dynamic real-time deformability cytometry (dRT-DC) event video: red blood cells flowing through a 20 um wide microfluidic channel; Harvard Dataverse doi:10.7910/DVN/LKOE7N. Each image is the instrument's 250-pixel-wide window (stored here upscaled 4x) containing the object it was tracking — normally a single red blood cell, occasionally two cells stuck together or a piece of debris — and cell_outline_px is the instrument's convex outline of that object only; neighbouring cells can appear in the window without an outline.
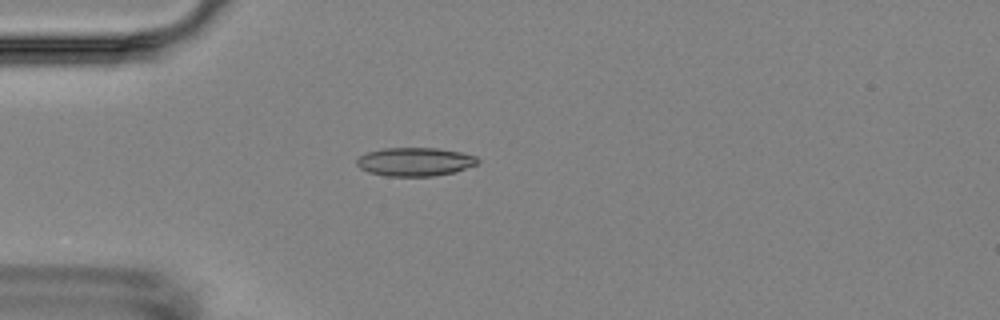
{"species": "Egyptian fruit bat (a non-hibernating species)", "species_latin": "Rousettus aegyptiacus", "temperature_condition": "room temperature", "stored_images_in_passage": 14, "camera_frame_rate_fps": 3000, "um_per_image_px": 0.085, "animal": {"sex": "female"}, "frame": {"image": 1, "passage_image": 2, "time_ms": 1.333, "image_size_px": [1000, 320], "cell_outline_px": [[480, 164], [456, 172], [432, 176], [388, 176], [368, 172], [360, 168], [356, 164], [356, 160], [360, 156], [368, 152], [384, 148], [436, 148], [460, 152], [476, 156], [480, 160]], "centroid_in_image_um": [35.31, 13.75], "position_along_channel_um": 49.7, "area_um2": 20.23}}
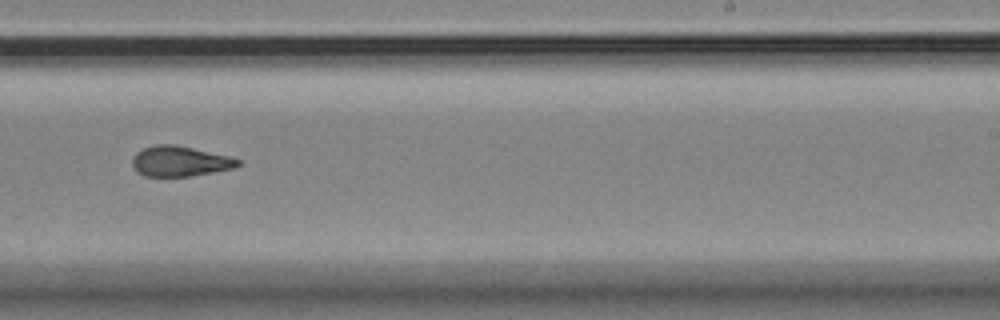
{"frame": {"image": 2, "passage_image": 8, "time_ms": 8.0, "image_size_px": [1000, 320], "cell_outline_px": [[240, 164], [236, 168], [188, 176], [144, 176], [136, 172], [132, 164], [132, 156], [136, 152], [144, 148], [156, 144], [176, 144], [232, 156], [240, 160]], "centroid_in_image_um": [15.3, 13.69], "position_along_channel_um": 273.7, "area_um2": 18.9}}
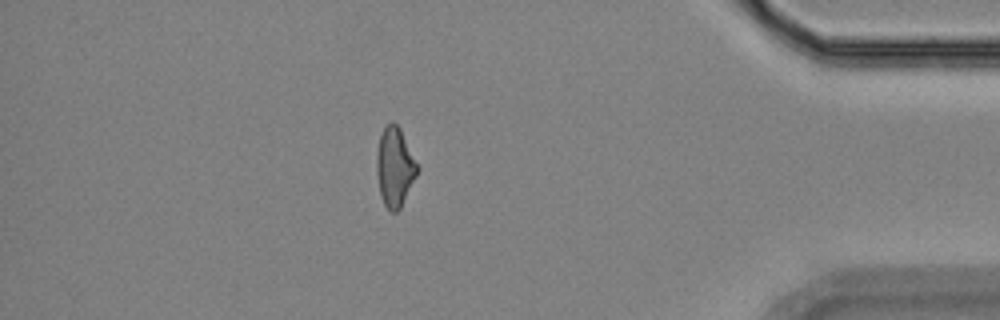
{"frame": {"image": 3, "passage_image": 12, "time_ms": 12.667, "image_size_px": [1000, 320], "cell_outline_px": [[420, 168], [400, 208], [396, 212], [392, 212], [384, 204], [380, 196], [376, 172], [376, 156], [380, 136], [384, 128], [392, 120], [400, 128]], "centroid_in_image_um": [33.55, 14.19], "position_along_channel_um": 401.6, "area_um2": 18.73}, "authors_computed_cell_mechanics": {"area_um2": 19.0162, "velocity_mm_per_s": 3.544, "shape_relaxation_time_tau1_ms": null, "shape_relaxation_time_tau2_ms": 4.1342, "deformation_change_tau1": null, "deformation_change_tau2": 0.1191}}